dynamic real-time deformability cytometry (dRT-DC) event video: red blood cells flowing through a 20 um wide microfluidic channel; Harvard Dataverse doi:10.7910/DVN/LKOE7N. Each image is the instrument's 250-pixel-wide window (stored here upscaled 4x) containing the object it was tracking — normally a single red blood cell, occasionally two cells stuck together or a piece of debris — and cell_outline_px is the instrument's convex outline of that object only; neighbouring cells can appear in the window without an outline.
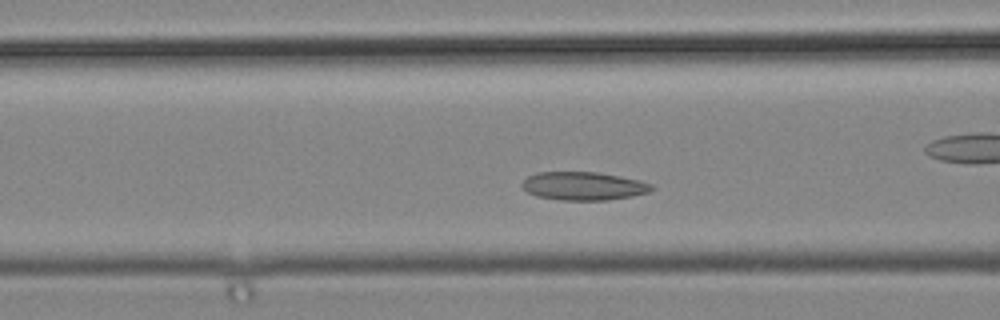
{"species": "common noctule bat (a hibernating species)", "species_latin": "Nyctalus noctula", "temperature_condition": "cold", "stored_images_in_passage": 38, "camera_frame_rate_fps": 3000, "um_per_image_px": 0.085, "animal": {"sex": "male", "body_mass_g": 19.2, "forearm_length_mm": 51.8}, "frame": {"image": 1, "passage_image": 13, "time_ms": 4.0, "image_size_px": [1000, 320], "cell_outline_px": [[652, 188], [648, 192], [632, 196], [608, 200], [560, 200], [536, 196], [528, 192], [520, 184], [528, 176], [536, 172], [596, 172], [640, 180], [652, 184]], "centroid_in_image_um": [49.57, 15.81], "position_along_channel_um": 117.0, "area_um2": 21.27}}
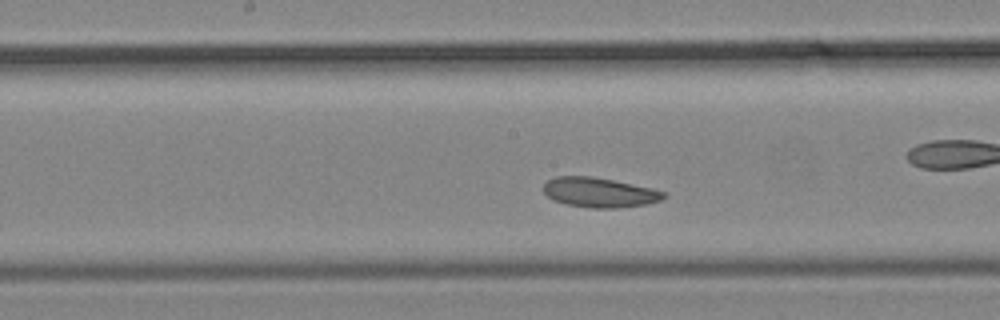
{"frame": {"image": 2, "passage_image": 19, "time_ms": 6.0, "image_size_px": [1000, 320], "cell_outline_px": [[668, 196], [660, 200], [648, 204], [612, 208], [588, 208], [568, 204], [552, 200], [544, 192], [544, 184], [548, 180], [556, 176], [592, 176], [652, 188], [664, 192]], "centroid_in_image_um": [50.94, 16.36], "position_along_channel_um": 197.3, "area_um2": 20.75}}
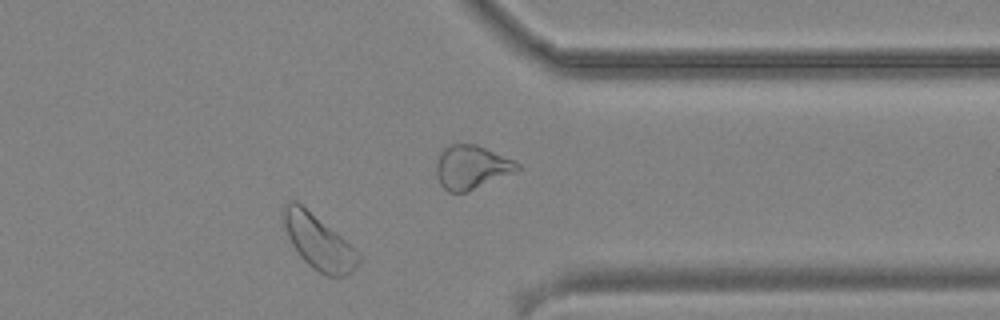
{"frame": {"image": 3, "passage_image": 34, "time_ms": 11.0, "image_size_px": [1000, 320], "cell_outline_px": [[360, 260], [352, 272], [348, 276], [328, 276], [312, 268], [300, 256], [292, 244], [288, 236], [280, 216], [284, 204], [288, 200], [296, 200], [352, 244], [360, 256]], "centroid_in_image_um": [27.05, 20.54], "position_along_channel_um": 384.3, "area_um2": 24.04}}